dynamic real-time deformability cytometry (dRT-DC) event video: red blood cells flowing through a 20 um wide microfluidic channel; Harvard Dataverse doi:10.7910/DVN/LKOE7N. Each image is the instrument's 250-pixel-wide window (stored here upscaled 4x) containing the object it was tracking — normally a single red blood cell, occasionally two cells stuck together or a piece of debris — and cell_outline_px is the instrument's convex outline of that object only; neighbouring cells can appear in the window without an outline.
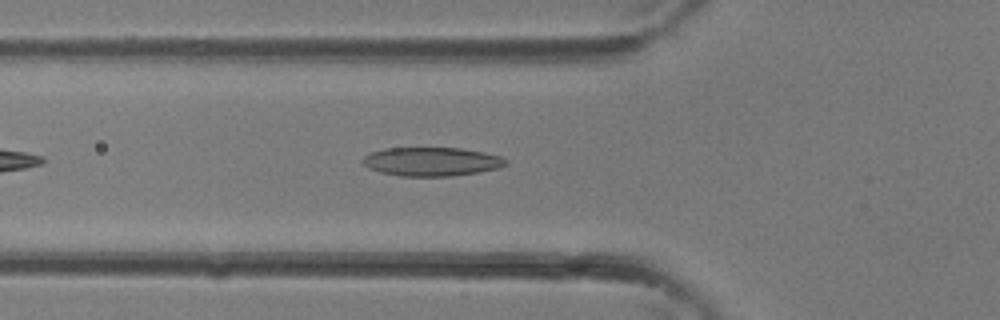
{"species": "common noctule bat (a hibernating species)", "species_latin": "Nyctalus noctula", "temperature_condition": "room temperature", "stored_images_in_passage": 12, "camera_frame_rate_fps": 3000, "um_per_image_px": 0.085, "animal": {"sex": "female"}, "frame": {"image": 1, "passage_image": 4, "time_ms": 1.0, "image_size_px": [1000, 320], "cell_outline_px": [[508, 164], [500, 168], [480, 172], [452, 176], [400, 176], [380, 172], [368, 168], [360, 160], [364, 156], [372, 152], [384, 148], [460, 148], [484, 152], [500, 156], [508, 160]], "centroid_in_image_um": [36.7, 13.74], "position_along_channel_um": 89.1, "area_um2": 24.16}}
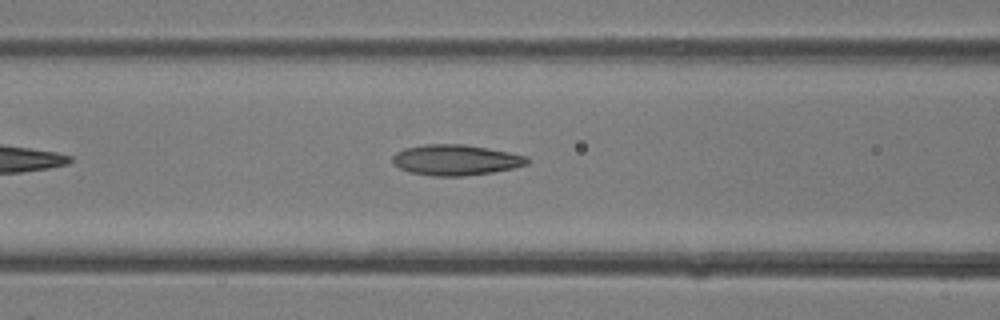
{"frame": {"image": 2, "passage_image": 6, "time_ms": 1.667, "image_size_px": [1000, 320], "cell_outline_px": [[528, 164], [512, 168], [492, 172], [464, 176], [432, 176], [408, 172], [392, 164], [392, 156], [396, 152], [404, 148], [424, 144], [464, 144], [488, 148], [528, 156]], "centroid_in_image_um": [38.69, 13.59], "position_along_channel_um": 127.9, "area_um2": 24.16}}
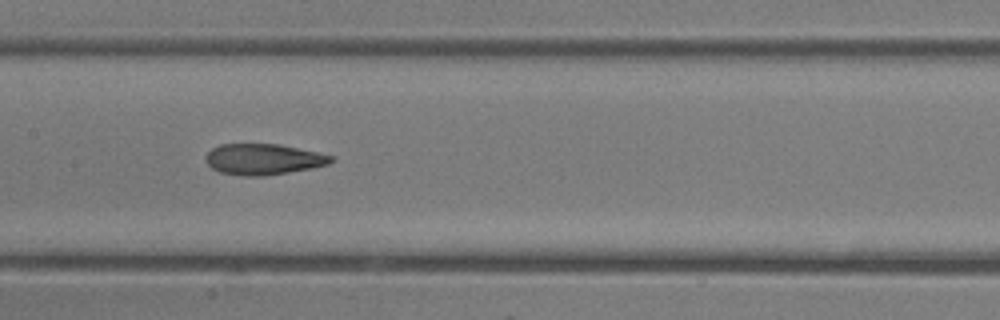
{"frame": {"image": 3, "passage_image": 9, "time_ms": 2.667, "image_size_px": [1000, 320], "cell_outline_px": [[332, 160], [328, 164], [312, 168], [264, 176], [244, 176], [220, 172], [212, 168], [204, 160], [204, 156], [212, 148], [220, 144], [280, 144], [316, 152], [332, 156]], "centroid_in_image_um": [22.33, 13.53], "position_along_channel_um": 185.1, "area_um2": 22.48}}